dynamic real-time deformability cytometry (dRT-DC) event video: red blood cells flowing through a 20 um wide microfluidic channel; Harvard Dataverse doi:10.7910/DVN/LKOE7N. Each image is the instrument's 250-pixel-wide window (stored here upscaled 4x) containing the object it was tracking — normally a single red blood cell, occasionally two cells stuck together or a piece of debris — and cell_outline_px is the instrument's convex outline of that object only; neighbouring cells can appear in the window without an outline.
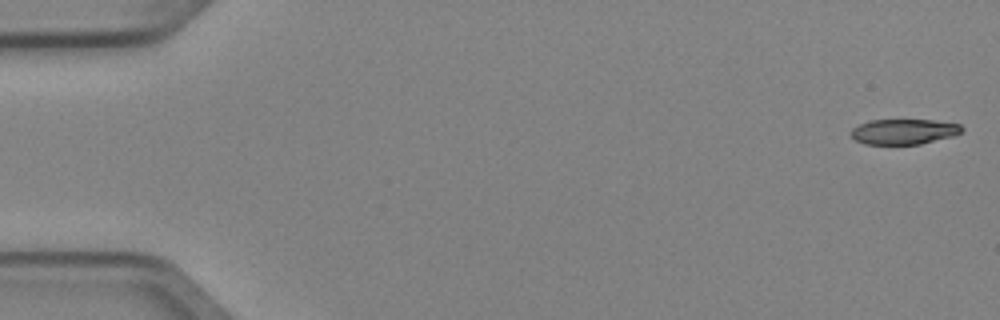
{"species": "Egyptian fruit bat (a non-hibernating species)", "species_latin": "Rousettus aegyptiacus", "temperature_condition": "cold", "stored_images_in_passage": 4, "camera_frame_rate_fps": 3000, "um_per_image_px": 0.085, "animal": {"sex": "female"}, "frame": {"image": 1, "passage_image": 1, "time_ms": 0.0, "image_size_px": [1000, 320], "cell_outline_px": [[964, 128], [960, 132], [952, 136], [920, 144], [864, 144], [856, 140], [852, 136], [852, 128], [860, 124], [872, 120], [932, 120], [960, 124]], "centroid_in_image_um": [76.83, 11.19], "position_along_channel_um": 8.2, "area_um2": 16.13}}
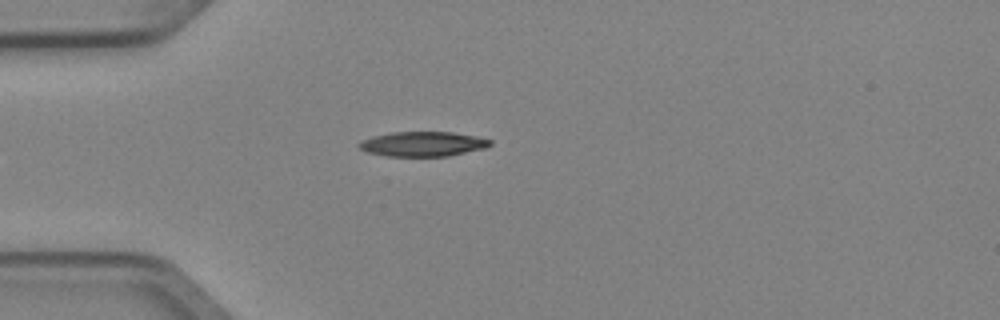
{"frame": {"image": 2, "passage_image": 4, "time_ms": 1.0, "image_size_px": [1000, 320], "cell_outline_px": [[492, 144], [488, 148], [448, 156], [388, 156], [368, 152], [360, 148], [360, 144], [364, 140], [372, 136], [392, 132], [452, 132], [476, 136], [492, 140]], "centroid_in_image_um": [36.02, 12.24], "position_along_channel_um": 49.0, "area_um2": 18.84}}